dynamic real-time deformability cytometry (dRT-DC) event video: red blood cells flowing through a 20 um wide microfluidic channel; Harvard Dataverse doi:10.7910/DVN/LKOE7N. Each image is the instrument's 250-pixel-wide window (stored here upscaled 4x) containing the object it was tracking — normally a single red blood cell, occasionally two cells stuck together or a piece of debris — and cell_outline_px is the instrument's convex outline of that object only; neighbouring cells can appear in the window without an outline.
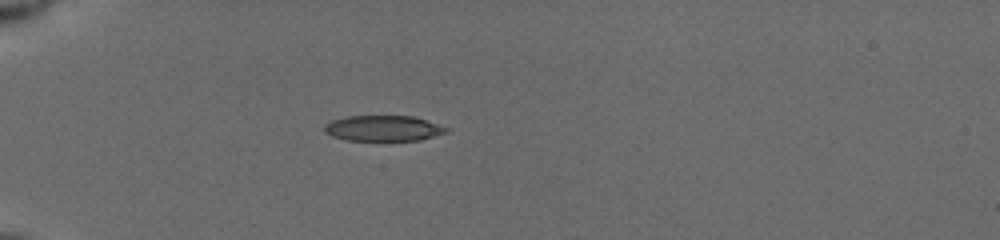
{"species": "common noctule bat (a hibernating species)", "species_latin": "Nyctalus noctula", "temperature_condition": "cold", "stored_images_in_passage": 24, "camera_frame_rate_fps": 3000, "um_per_image_px": 0.085, "animal": {"sex": "female", "body_mass_g": 19.5, "forearm_length_mm": 54.1}, "frame": {"image": 1, "passage_image": 12, "time_ms": 5.667, "image_size_px": [1000, 240], "cell_outline_px": [[452, 128], [448, 132], [420, 140], [344, 140], [332, 136], [324, 132], [324, 124], [332, 120], [344, 116], [412, 116]], "centroid_in_image_um": [32.58, 10.9], "position_along_channel_um": 52.4, "area_um2": 18.32}}
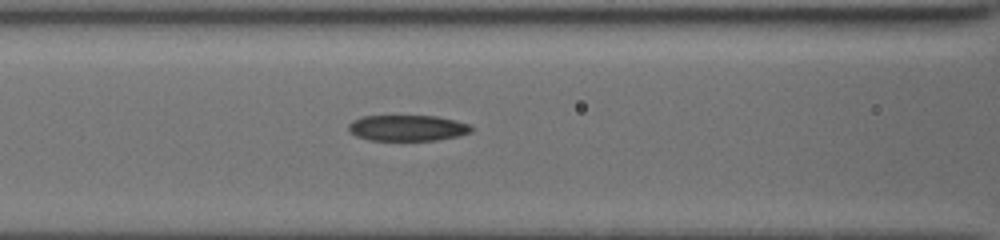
{"frame": {"image": 2, "passage_image": 17, "time_ms": 8.333, "image_size_px": [1000, 240], "cell_outline_px": [[472, 132], [460, 136], [436, 140], [368, 140], [356, 136], [348, 132], [348, 124], [352, 120], [360, 116], [436, 116], [456, 120], [468, 124], [472, 128]], "centroid_in_image_um": [34.6, 10.88], "position_along_channel_um": 132.0, "area_um2": 18.73}}
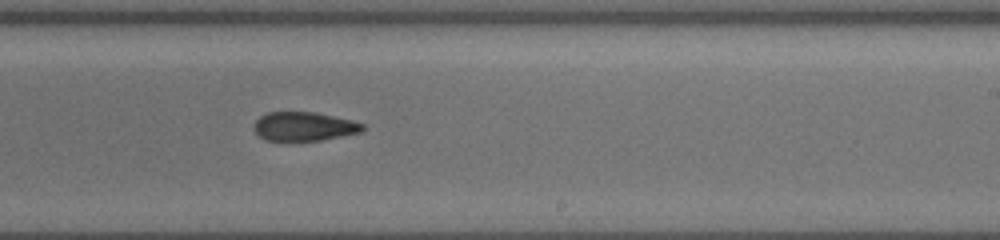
{"frame": {"image": 3, "passage_image": 24, "time_ms": 11.667, "image_size_px": [1000, 240], "cell_outline_px": [[364, 128], [360, 132], [320, 140], [264, 140], [256, 136], [252, 128], [252, 124], [260, 116], [268, 112], [316, 112], [352, 120], [364, 124]], "centroid_in_image_um": [25.77, 10.74], "position_along_channel_um": 263.2, "area_um2": 18.38}}